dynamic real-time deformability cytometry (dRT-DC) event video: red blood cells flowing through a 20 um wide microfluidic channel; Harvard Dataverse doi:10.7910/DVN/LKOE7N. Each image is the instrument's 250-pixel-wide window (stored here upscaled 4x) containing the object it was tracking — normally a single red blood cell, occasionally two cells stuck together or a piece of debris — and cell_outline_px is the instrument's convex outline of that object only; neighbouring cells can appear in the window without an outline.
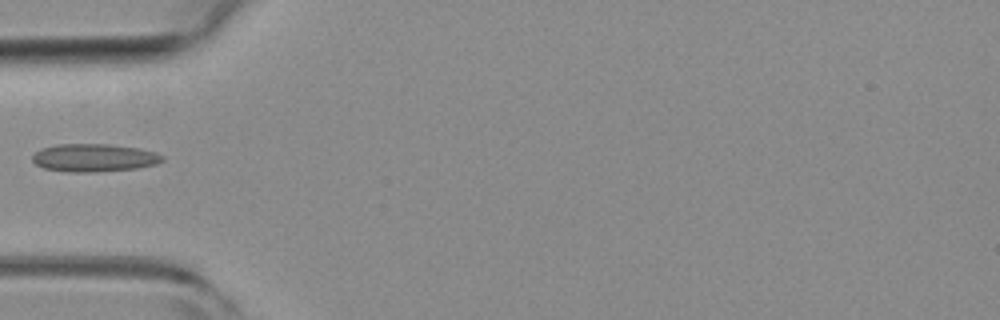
{"species": "common noctule bat (a hibernating species)", "species_latin": "Nyctalus noctula", "temperature_condition": "room temperature", "stored_images_in_passage": 6, "camera_frame_rate_fps": 3000, "um_per_image_px": 0.085, "animal": {"sex": "female", "body_mass_g": 19.3, "forearm_length_mm": 54.1}, "frame": {"image": 1, "passage_image": 5, "time_ms": 1.333, "image_size_px": [1000, 320], "cell_outline_px": [[164, 160], [156, 164], [136, 168], [96, 172], [68, 172], [44, 168], [36, 164], [32, 160], [32, 156], [40, 148], [56, 144], [108, 144], [140, 148], [156, 152], [164, 156]], "centroid_in_image_um": [8.0, 13.4], "position_along_channel_um": 77.0, "area_um2": 21.27}}
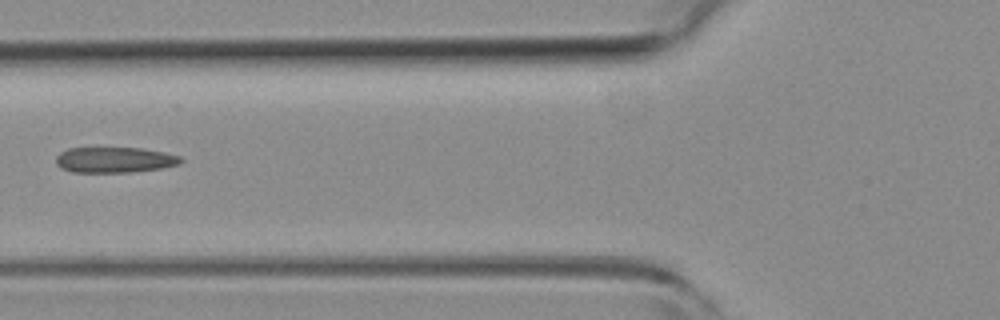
{"frame": {"image": 2, "passage_image": 6, "time_ms": 1.667, "image_size_px": [1000, 320], "cell_outline_px": [[184, 160], [180, 164], [160, 168], [132, 172], [72, 172], [60, 168], [56, 164], [56, 156], [60, 152], [68, 148], [144, 148], [164, 152], [180, 156]], "centroid_in_image_um": [9.74, 13.58], "position_along_channel_um": 116.1, "area_um2": 18.73}}